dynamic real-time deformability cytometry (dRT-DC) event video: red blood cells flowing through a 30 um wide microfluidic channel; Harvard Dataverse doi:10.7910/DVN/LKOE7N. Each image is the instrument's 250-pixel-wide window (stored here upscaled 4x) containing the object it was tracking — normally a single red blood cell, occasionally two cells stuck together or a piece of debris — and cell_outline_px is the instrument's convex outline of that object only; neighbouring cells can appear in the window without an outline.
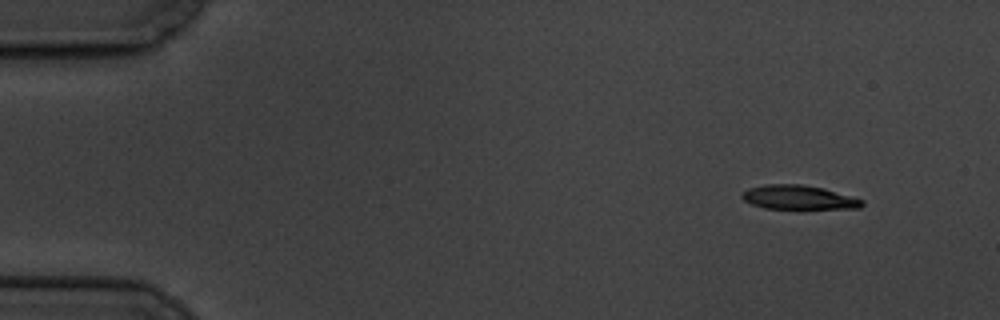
{"species": "common noctule bat (a hibernating species)", "species_latin": "Nyctalus noctula", "temperature_condition": "cold", "stored_images_in_passage": 5, "camera_frame_rate_fps": 3000, "um_per_image_px": 0.085, "animal": {"sex": "male", "body_mass_g": 19.5, "forearm_length_mm": 54.6}, "frame": {"image": 1, "passage_image": 1, "time_ms": 0.0, "image_size_px": [1000, 320], "cell_outline_px": [[864, 204], [860, 208], [804, 212], [800, 212], [764, 208], [752, 204], [744, 200], [740, 196], [748, 188], [764, 184], [804, 184], [824, 188], [864, 200]], "centroid_in_image_um": [67.94, 16.84], "position_along_channel_um": 17.1, "area_um2": 18.21}}
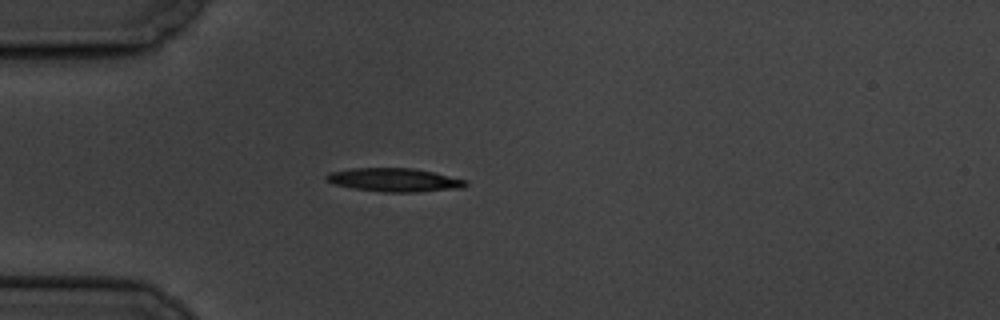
{"frame": {"image": 2, "passage_image": 4, "time_ms": 3.667, "image_size_px": [1000, 320], "cell_outline_px": [[468, 184], [464, 188], [416, 192], [384, 192], [356, 188], [336, 184], [324, 180], [324, 176], [328, 172], [348, 168], [416, 168], [468, 180]], "centroid_in_image_um": [33.54, 15.28], "position_along_channel_um": 51.5, "area_um2": 19.25}}